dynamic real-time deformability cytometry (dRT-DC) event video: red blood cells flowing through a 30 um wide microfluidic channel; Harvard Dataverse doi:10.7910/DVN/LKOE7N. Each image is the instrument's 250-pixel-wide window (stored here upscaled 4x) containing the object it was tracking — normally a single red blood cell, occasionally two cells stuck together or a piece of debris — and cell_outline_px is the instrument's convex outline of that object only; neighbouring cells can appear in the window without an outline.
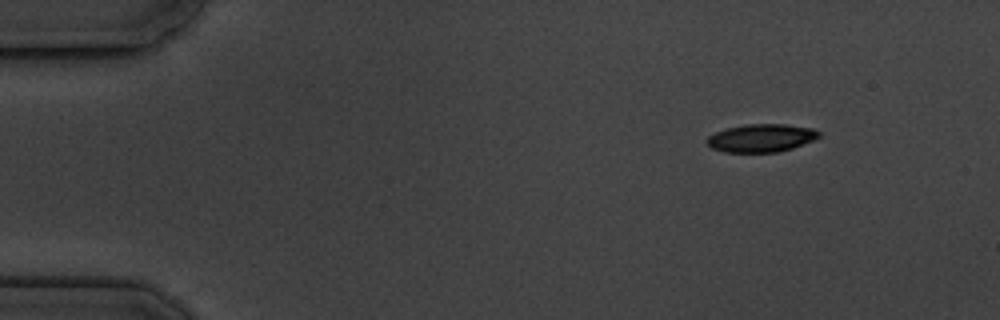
{"species": "common noctule bat (a hibernating species)", "species_latin": "Nyctalus noctula", "temperature_condition": "cold", "stored_images_in_passage": 3, "camera_frame_rate_fps": 3000, "um_per_image_px": 0.085, "animal": {"sex": "male", "body_mass_g": 19.5, "forearm_length_mm": 54.6}, "frame": {"image": 1, "passage_image": 1, "time_ms": 0.0, "image_size_px": [1000, 320], "cell_outline_px": [[820, 136], [812, 140], [792, 148], [776, 152], [724, 152], [712, 148], [704, 140], [708, 136], [716, 132], [728, 128], [744, 124], [784, 124], [812, 128], [820, 132]], "centroid_in_image_um": [64.68, 11.73], "position_along_channel_um": 20.3, "area_um2": 18.15}}